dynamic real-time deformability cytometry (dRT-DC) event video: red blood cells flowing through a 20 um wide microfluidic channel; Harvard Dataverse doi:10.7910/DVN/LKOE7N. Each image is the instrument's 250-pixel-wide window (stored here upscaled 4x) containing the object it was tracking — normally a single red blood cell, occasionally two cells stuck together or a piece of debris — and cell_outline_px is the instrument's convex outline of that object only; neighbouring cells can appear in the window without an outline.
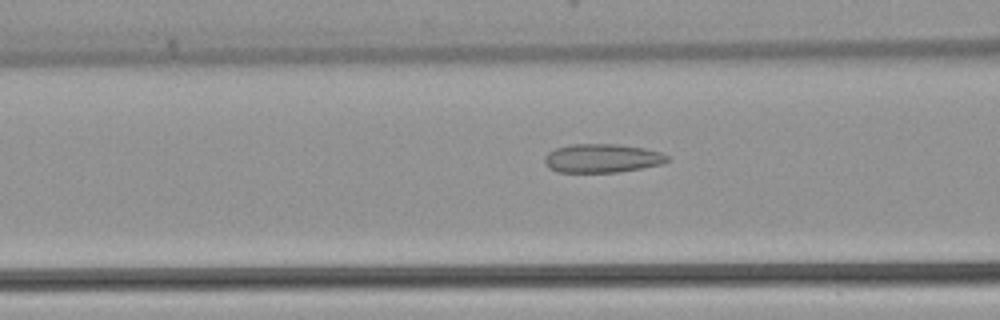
{"species": "common noctule bat (a hibernating species)", "species_latin": "Nyctalus noctula", "temperature_condition": "warm", "stored_images_in_passage": 45, "camera_frame_rate_fps": 3000, "um_per_image_px": 0.085, "animal": {"sex": "female", "body_mass_g": 22.7, "forearm_length_mm": 54.2}, "frame": {"image": 1, "passage_image": 17, "time_ms": 5.333, "image_size_px": [1000, 320], "cell_outline_px": [[668, 160], [660, 164], [640, 168], [616, 172], [556, 172], [548, 168], [544, 164], [544, 156], [548, 152], [556, 148], [568, 144], [616, 144], [644, 148], [660, 152], [668, 156]], "centroid_in_image_um": [51.1, 13.45], "position_along_channel_um": 115.5, "area_um2": 20.52}}
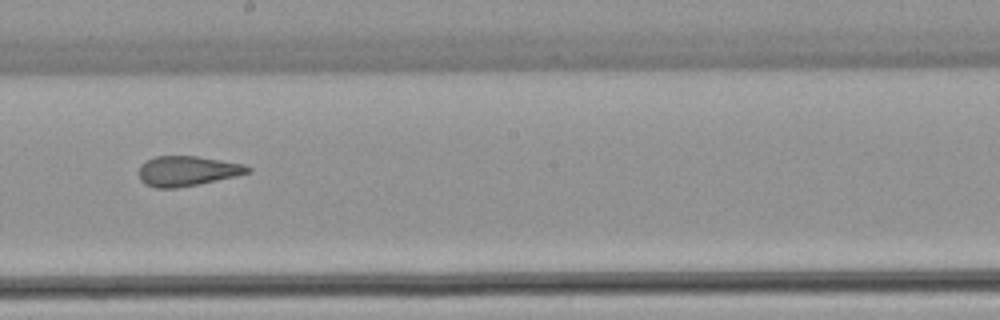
{"frame": {"image": 2, "passage_image": 25, "time_ms": 8.0, "image_size_px": [1000, 320], "cell_outline_px": [[252, 172], [236, 176], [200, 184], [176, 188], [156, 188], [144, 184], [140, 180], [140, 164], [156, 156], [196, 156], [244, 164], [252, 168]], "centroid_in_image_um": [15.94, 14.54], "position_along_channel_um": 232.3, "area_um2": 19.07}}
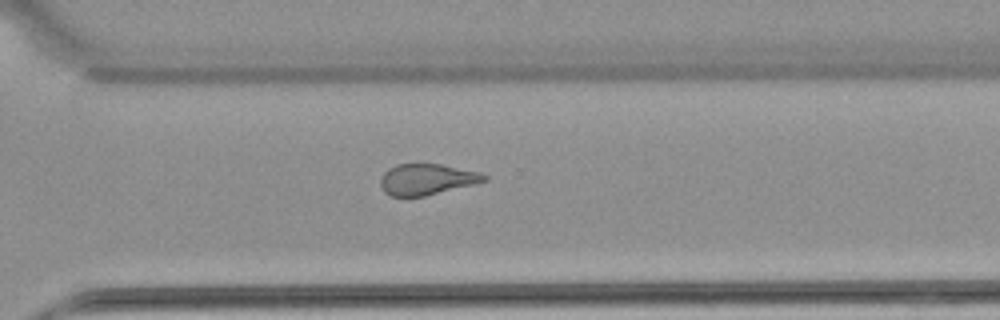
{"frame": {"image": 3, "passage_image": 32, "time_ms": 10.333, "image_size_px": [1000, 320], "cell_outline_px": [[488, 180], [476, 184], [424, 196], [392, 196], [384, 192], [380, 184], [380, 180], [384, 172], [388, 168], [396, 164], [440, 164], [480, 172], [488, 176]], "centroid_in_image_um": [36.29, 15.24], "position_along_channel_um": 334.3, "area_um2": 18.79}}